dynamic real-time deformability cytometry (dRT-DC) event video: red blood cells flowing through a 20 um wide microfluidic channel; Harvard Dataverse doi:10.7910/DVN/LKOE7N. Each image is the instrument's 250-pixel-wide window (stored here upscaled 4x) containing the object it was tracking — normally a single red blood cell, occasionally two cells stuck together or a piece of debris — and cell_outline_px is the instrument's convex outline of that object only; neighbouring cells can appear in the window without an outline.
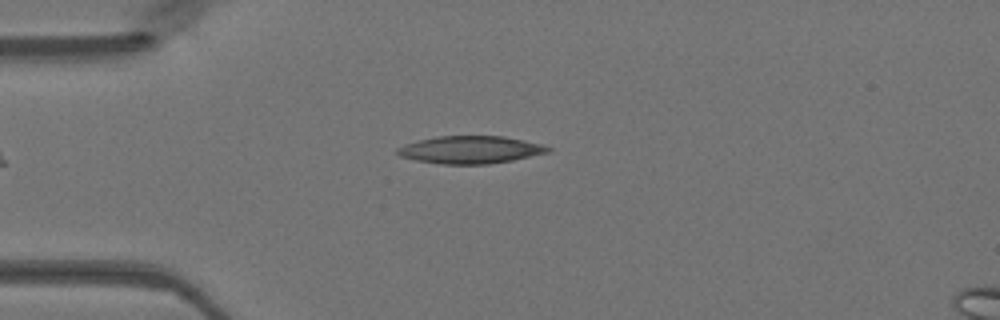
{"species": "Egyptian fruit bat (a non-hibernating species)", "species_latin": "Rousettus aegyptiacus", "temperature_condition": "warm", "stored_images_in_passage": 42, "camera_frame_rate_fps": 3000, "um_per_image_px": 0.085, "animal": {"sex": "female"}, "frame": {"image": 1, "passage_image": 6, "time_ms": 1.667, "image_size_px": [1000, 320], "cell_outline_px": [[552, 148], [548, 152], [512, 160], [488, 164], [444, 164], [416, 160], [400, 156], [396, 152], [396, 148], [404, 144], [436, 136], [504, 136], [524, 140], [540, 144]], "centroid_in_image_um": [39.96, 12.72], "position_along_channel_um": 45.0, "area_um2": 23.99}}
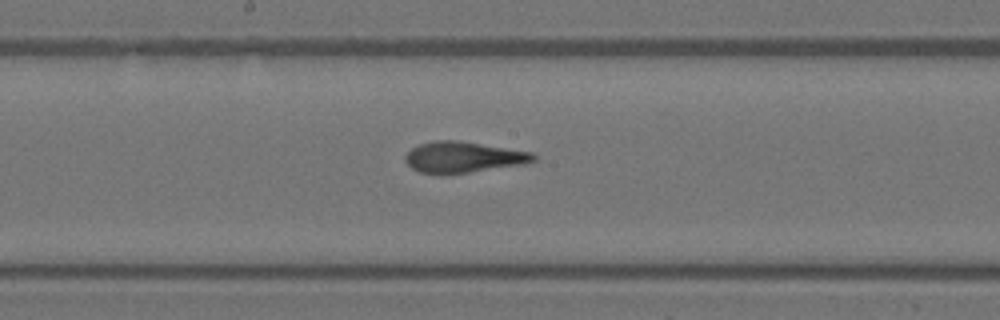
{"frame": {"image": 2, "passage_image": 19, "time_ms": 6.0, "image_size_px": [1000, 320], "cell_outline_px": [[536, 160], [524, 164], [440, 176], [420, 172], [412, 168], [404, 160], [404, 156], [412, 148], [420, 144], [436, 140], [456, 140], [532, 152], [536, 156]], "centroid_in_image_um": [39.34, 13.38], "position_along_channel_um": 208.9, "area_um2": 23.18}}
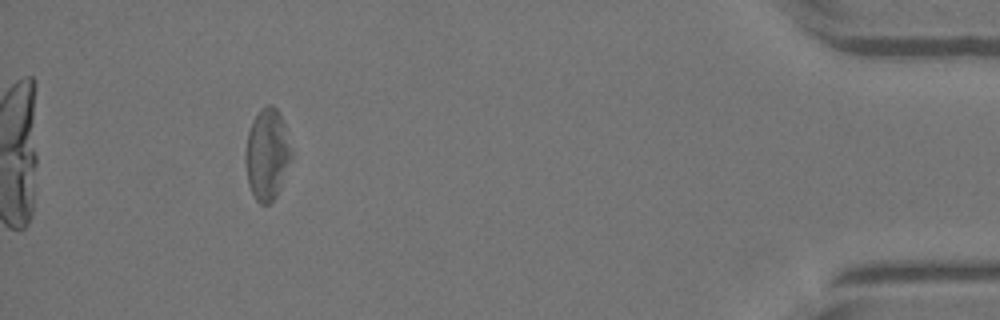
{"frame": {"image": 3, "passage_image": 38, "time_ms": 12.333, "image_size_px": [1000, 320], "cell_outline_px": [[292, 156], [276, 196], [268, 204], [260, 204], [256, 200], [248, 184], [244, 156], [244, 152], [248, 132], [252, 120], [260, 108], [268, 104], [272, 104], [276, 108], [284, 124]], "centroid_in_image_um": [22.66, 13.1], "position_along_channel_um": 412.5, "area_um2": 24.22}}